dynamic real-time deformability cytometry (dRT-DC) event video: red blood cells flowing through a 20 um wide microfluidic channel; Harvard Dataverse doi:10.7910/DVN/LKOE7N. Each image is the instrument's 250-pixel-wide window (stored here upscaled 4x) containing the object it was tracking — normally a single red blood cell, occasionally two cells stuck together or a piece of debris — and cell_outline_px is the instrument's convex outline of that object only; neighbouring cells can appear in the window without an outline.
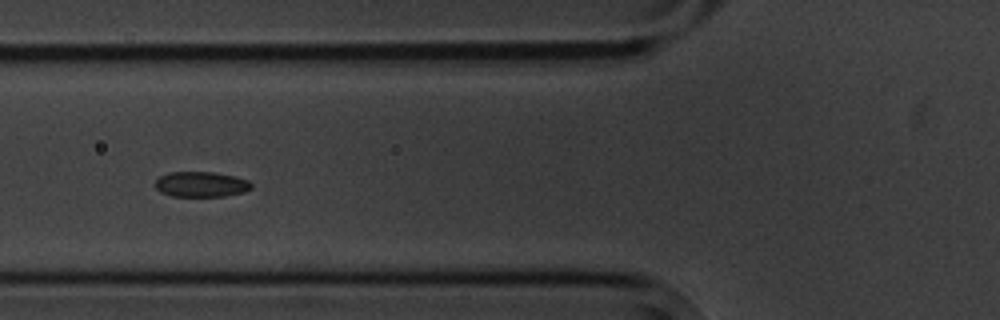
{"species": "common noctule bat (a hibernating species)", "species_latin": "Nyctalus noctula", "temperature_condition": "cold", "stored_images_in_passage": 8, "camera_frame_rate_fps": 3000, "um_per_image_px": 0.085, "animal": {"sex": "male", "body_mass_g": 20.1, "forearm_length_mm": 53.5}, "frame": {"image": 1, "passage_image": 3, "time_ms": 2.667, "image_size_px": [1000, 320], "cell_outline_px": [[252, 188], [244, 192], [224, 196], [172, 196], [160, 192], [152, 184], [160, 176], [172, 172], [212, 172], [236, 176], [248, 180], [252, 184]], "centroid_in_image_um": [17.09, 15.66], "position_along_channel_um": 108.7, "area_um2": 14.28}}
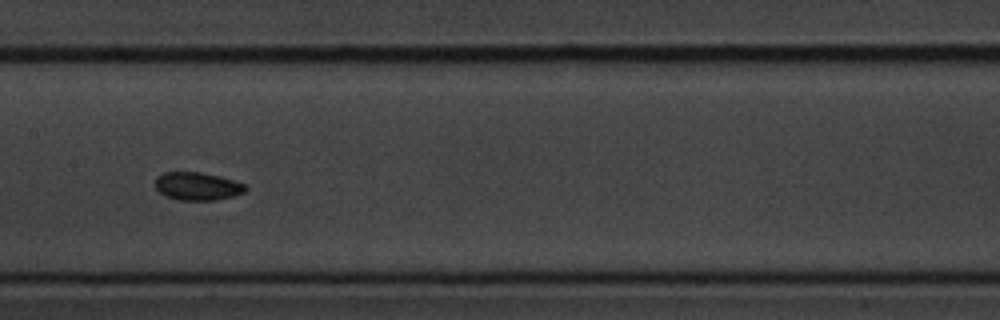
{"frame": {"image": 2, "passage_image": 5, "time_ms": 5.0, "image_size_px": [1000, 320], "cell_outline_px": [[248, 188], [244, 192], [232, 196], [216, 200], [180, 200], [164, 196], [156, 188], [156, 176], [164, 172], [200, 172], [220, 176], [244, 184]], "centroid_in_image_um": [16.76, 15.83], "position_along_channel_um": 190.6, "area_um2": 14.68}}
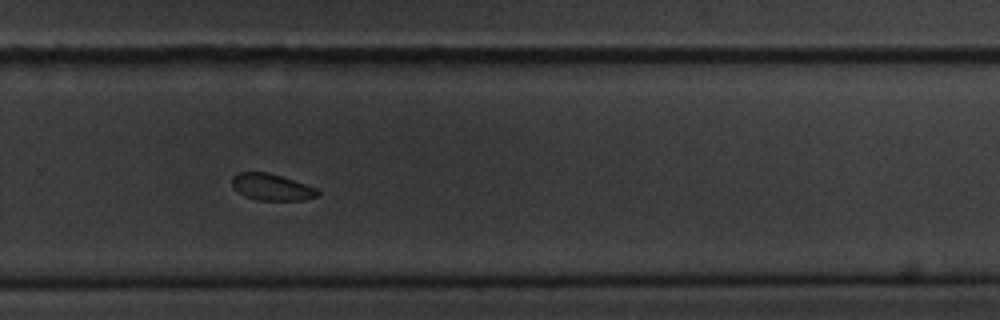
{"frame": {"image": 3, "passage_image": 8, "time_ms": 8.333, "image_size_px": [1000, 320], "cell_outline_px": [[320, 196], [304, 200], [256, 200], [244, 196], [232, 184], [232, 176], [240, 172], [268, 172], [320, 188]], "centroid_in_image_um": [23.17, 15.91], "position_along_channel_um": 306.6, "area_um2": 13.41}}